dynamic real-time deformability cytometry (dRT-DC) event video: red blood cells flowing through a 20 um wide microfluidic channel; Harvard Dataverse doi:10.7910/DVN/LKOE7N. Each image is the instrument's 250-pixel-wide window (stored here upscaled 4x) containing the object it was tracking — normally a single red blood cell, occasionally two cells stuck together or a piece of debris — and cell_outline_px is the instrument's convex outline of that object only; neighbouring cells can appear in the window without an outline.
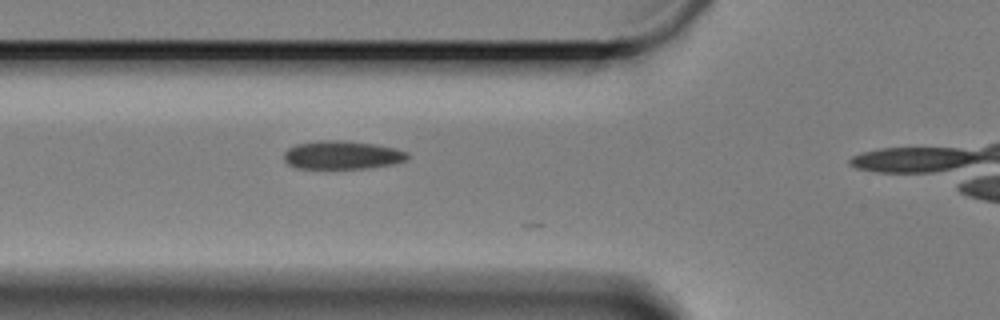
{"species": "Egyptian fruit bat (a non-hibernating species)", "species_latin": "Rousettus aegyptiacus", "temperature_condition": "cold", "stored_images_in_passage": 14, "camera_frame_rate_fps": 3000, "um_per_image_px": 0.085, "animal": {"sex": "female"}, "frame": {"image": 1, "passage_image": 12, "time_ms": 3.667, "image_size_px": [1000, 320], "cell_outline_px": [[408, 160], [392, 164], [368, 168], [296, 168], [288, 164], [284, 160], [284, 152], [288, 148], [296, 144], [320, 140], [344, 140], [372, 144], [392, 148], [408, 152]], "centroid_in_image_um": [29.05, 13.18], "position_along_channel_um": 96.7, "area_um2": 20.35}}